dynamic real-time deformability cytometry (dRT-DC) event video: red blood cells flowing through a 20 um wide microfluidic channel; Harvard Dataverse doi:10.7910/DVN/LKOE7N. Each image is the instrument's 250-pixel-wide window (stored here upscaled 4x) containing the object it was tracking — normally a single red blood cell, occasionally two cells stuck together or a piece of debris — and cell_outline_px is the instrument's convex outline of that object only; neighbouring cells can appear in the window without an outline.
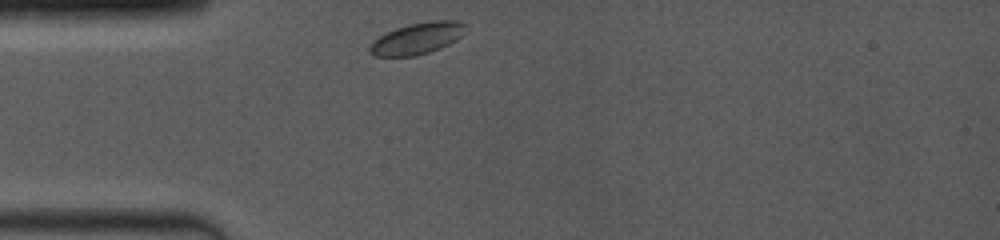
{"species": "common noctule bat (a hibernating species)", "species_latin": "Nyctalus noctula", "temperature_condition": "room temperature", "stored_images_in_passage": 40, "camera_frame_rate_fps": 4000, "um_per_image_px": 0.085, "animal": {"sex": "female", "body_mass_g": 19.0, "forearm_length_mm": 53.3}, "frame": {"image": 1, "passage_image": 1, "time_ms": 0.0, "image_size_px": [1000, 240], "cell_outline_px": [[468, 24], [464, 32], [456, 40], [440, 48], [416, 56], [376, 56], [368, 52], [368, 48], [372, 40], [396, 28], [408, 24], [432, 20], [456, 20]], "centroid_in_image_um": [35.47, 3.25], "position_along_channel_um": 49.5, "area_um2": 17.69}}
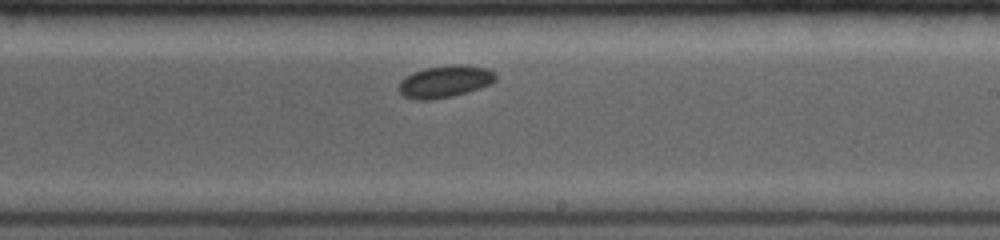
{"frame": {"image": 2, "passage_image": 23, "time_ms": 5.5, "image_size_px": [1000, 240], "cell_outline_px": [[496, 80], [480, 88], [452, 96], [428, 100], [416, 100], [404, 96], [396, 88], [400, 80], [404, 76], [412, 72], [424, 68], [452, 64], [460, 64], [488, 68], [496, 72]], "centroid_in_image_um": [37.78, 6.91], "position_along_channel_um": 251.2, "area_um2": 18.32}}
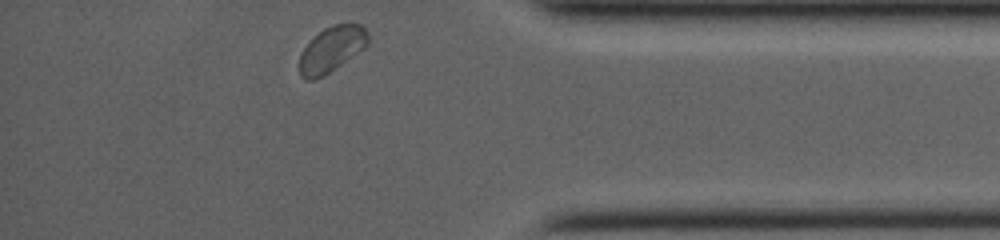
{"frame": {"image": 3, "passage_image": 40, "time_ms": 9.75, "image_size_px": [1000, 240], "cell_outline_px": [[368, 44], [364, 48], [324, 76], [312, 80], [308, 80], [300, 76], [300, 52], [324, 28], [336, 24], [360, 24], [368, 32]], "centroid_in_image_um": [28.19, 4.2], "position_along_channel_um": 407.0, "area_um2": 17.86}}